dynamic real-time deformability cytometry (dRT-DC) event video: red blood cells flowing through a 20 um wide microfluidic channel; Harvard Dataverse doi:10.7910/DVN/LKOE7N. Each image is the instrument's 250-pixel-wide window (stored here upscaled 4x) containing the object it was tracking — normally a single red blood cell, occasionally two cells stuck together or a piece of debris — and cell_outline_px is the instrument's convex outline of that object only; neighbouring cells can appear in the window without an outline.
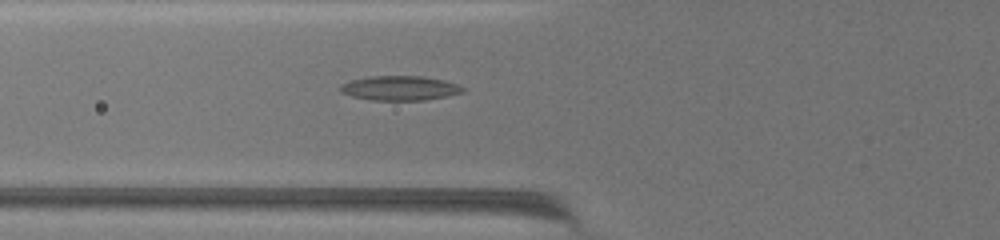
{"species": "common noctule bat (a hibernating species)", "species_latin": "Nyctalus noctula", "temperature_condition": "warm", "stored_images_in_passage": 50, "camera_frame_rate_fps": 3000, "um_per_image_px": 0.085, "animal": {"sex": "female", "body_mass_g": 19.5, "forearm_length_mm": 54.1}, "frame": {"image": 1, "passage_image": 7, "time_ms": 2.0, "image_size_px": [1000, 240], "cell_outline_px": [[468, 88], [464, 92], [448, 96], [424, 100], [372, 100], [352, 96], [340, 92], [340, 84], [348, 80], [368, 76], [420, 76], [444, 80]], "centroid_in_image_um": [33.98, 7.48], "position_along_channel_um": 91.8, "area_um2": 17.69}}
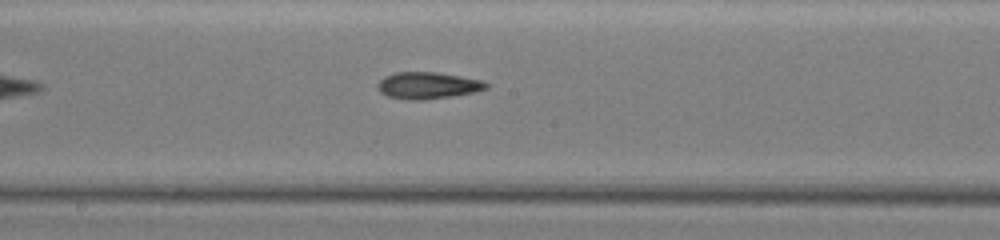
{"frame": {"image": 2, "passage_image": 19, "time_ms": 6.0, "image_size_px": [1000, 240], "cell_outline_px": [[488, 88], [472, 92], [452, 96], [420, 100], [408, 100], [388, 96], [380, 92], [380, 80], [384, 76], [396, 72], [436, 72], [484, 80], [488, 84]], "centroid_in_image_um": [36.39, 7.26], "position_along_channel_um": 211.8, "area_um2": 16.7}}
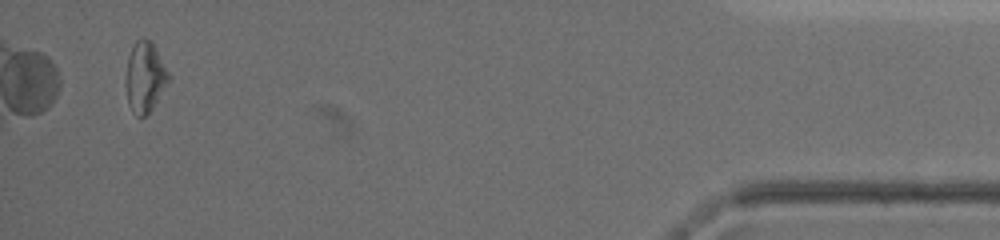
{"frame": {"image": 3, "passage_image": 47, "time_ms": 15.333, "image_size_px": [1000, 240], "cell_outline_px": [[168, 80], [152, 108], [140, 120], [132, 112], [128, 104], [124, 84], [124, 80], [128, 56], [132, 44], [136, 40], [148, 40], [152, 44], [168, 72]], "centroid_in_image_um": [12.23, 6.6], "position_along_channel_um": 423.0, "area_um2": 17.28}, "authors_computed_cell_mechanics": {"area_um2": 16.5597, "velocity_mm_per_s": 2.9918, "shape_relaxation_time_tau1_ms": null, "shape_relaxation_time_tau2_ms": 8.6485, "deformation_change_tau1": null, "deformation_change_tau2": 0.1975}}